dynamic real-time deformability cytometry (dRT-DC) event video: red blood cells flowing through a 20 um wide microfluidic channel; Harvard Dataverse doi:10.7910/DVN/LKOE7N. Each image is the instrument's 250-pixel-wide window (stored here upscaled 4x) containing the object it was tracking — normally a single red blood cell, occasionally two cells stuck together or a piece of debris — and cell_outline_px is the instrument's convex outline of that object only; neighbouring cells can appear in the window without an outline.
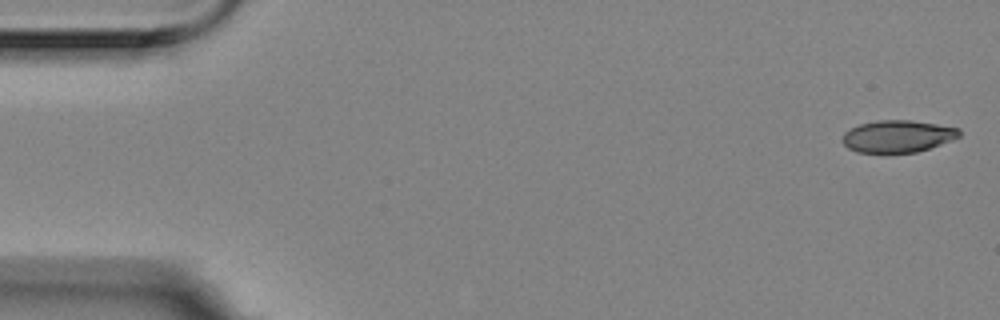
{"species": "Egyptian fruit bat (a non-hibernating species)", "species_latin": "Rousettus aegyptiacus", "temperature_condition": "room temperature", "stored_images_in_passage": 56, "camera_frame_rate_fps": 3000, "um_per_image_px": 0.085, "animal": {"sex": "female"}, "frame": {"image": 1, "passage_image": 1, "time_ms": 0.0, "image_size_px": [1000, 320], "cell_outline_px": [[960, 136], [952, 140], [916, 152], [856, 152], [848, 148], [840, 140], [844, 132], [860, 124], [876, 120], [912, 120], [960, 128]], "centroid_in_image_um": [76.28, 11.57], "position_along_channel_um": 8.7, "area_um2": 21.79}}
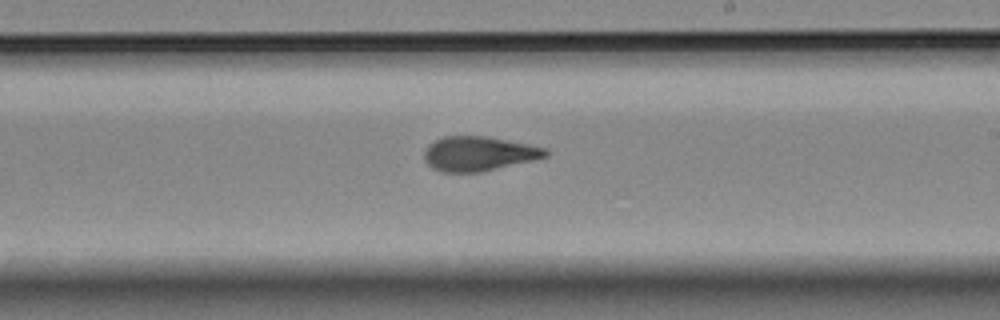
{"frame": {"image": 2, "passage_image": 32, "time_ms": 10.333, "image_size_px": [1000, 320], "cell_outline_px": [[548, 156], [532, 160], [480, 172], [440, 172], [432, 168], [424, 160], [424, 152], [428, 144], [444, 136], [484, 136], [528, 144], [548, 148]], "centroid_in_image_um": [40.66, 13.06], "position_along_channel_um": 248.3, "area_um2": 24.28}}
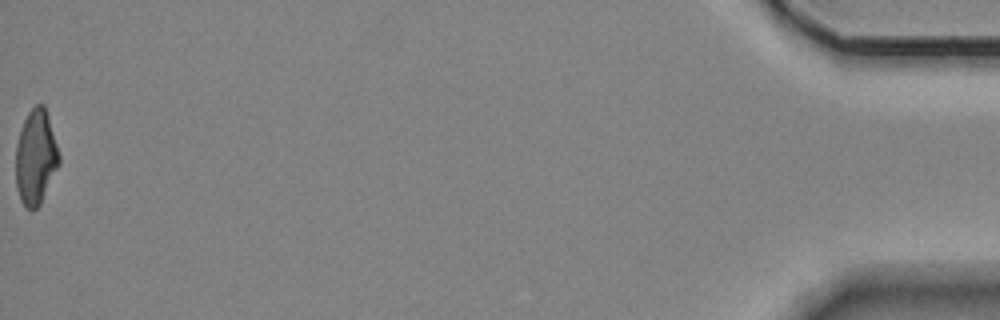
{"frame": {"image": 3, "passage_image": 56, "time_ms": 18.333, "image_size_px": [1000, 320], "cell_outline_px": [[60, 164], [40, 204], [32, 212], [24, 208], [20, 200], [16, 188], [16, 144], [24, 120], [28, 112], [36, 104], [44, 104], [48, 116], [60, 156]], "centroid_in_image_um": [3.03, 13.41], "position_along_channel_um": 432.2, "area_um2": 24.04}, "authors_computed_cell_mechanics": {"area_um2": 24.0448, "velocity_mm_per_s": 3.5292, "shape_relaxation_time_tau1_ms": 7.6243, "shape_relaxation_time_tau2_ms": 1.8422, "deformation_change_tau1": 0.2164, "deformation_change_tau2": 0.091}}